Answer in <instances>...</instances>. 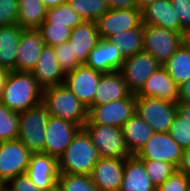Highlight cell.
Returning <instances> with one entry per match:
<instances>
[{"label":"cell","instance_id":"cell-45","mask_svg":"<svg viewBox=\"0 0 190 191\" xmlns=\"http://www.w3.org/2000/svg\"><path fill=\"white\" fill-rule=\"evenodd\" d=\"M177 114L190 124V103L177 102Z\"/></svg>","mask_w":190,"mask_h":191},{"label":"cell","instance_id":"cell-48","mask_svg":"<svg viewBox=\"0 0 190 191\" xmlns=\"http://www.w3.org/2000/svg\"><path fill=\"white\" fill-rule=\"evenodd\" d=\"M156 0H135V3L138 8L142 9L144 6L153 3Z\"/></svg>","mask_w":190,"mask_h":191},{"label":"cell","instance_id":"cell-39","mask_svg":"<svg viewBox=\"0 0 190 191\" xmlns=\"http://www.w3.org/2000/svg\"><path fill=\"white\" fill-rule=\"evenodd\" d=\"M18 0H0V27L17 23Z\"/></svg>","mask_w":190,"mask_h":191},{"label":"cell","instance_id":"cell-34","mask_svg":"<svg viewBox=\"0 0 190 191\" xmlns=\"http://www.w3.org/2000/svg\"><path fill=\"white\" fill-rule=\"evenodd\" d=\"M144 164L146 173L151 179L152 183L158 187L166 179H168L177 168L169 163L161 160H141Z\"/></svg>","mask_w":190,"mask_h":191},{"label":"cell","instance_id":"cell-11","mask_svg":"<svg viewBox=\"0 0 190 191\" xmlns=\"http://www.w3.org/2000/svg\"><path fill=\"white\" fill-rule=\"evenodd\" d=\"M183 149L169 133L155 132L136 156L140 160H161L173 164L177 169L182 161Z\"/></svg>","mask_w":190,"mask_h":191},{"label":"cell","instance_id":"cell-18","mask_svg":"<svg viewBox=\"0 0 190 191\" xmlns=\"http://www.w3.org/2000/svg\"><path fill=\"white\" fill-rule=\"evenodd\" d=\"M45 43L37 29H24L19 39L15 71L31 72Z\"/></svg>","mask_w":190,"mask_h":191},{"label":"cell","instance_id":"cell-16","mask_svg":"<svg viewBox=\"0 0 190 191\" xmlns=\"http://www.w3.org/2000/svg\"><path fill=\"white\" fill-rule=\"evenodd\" d=\"M30 73L43 90L64 84L66 75L58 63L54 47L48 45H44L35 67Z\"/></svg>","mask_w":190,"mask_h":191},{"label":"cell","instance_id":"cell-2","mask_svg":"<svg viewBox=\"0 0 190 191\" xmlns=\"http://www.w3.org/2000/svg\"><path fill=\"white\" fill-rule=\"evenodd\" d=\"M99 159L98 150L92 143L90 135L81 128L58 158L59 173L90 176Z\"/></svg>","mask_w":190,"mask_h":191},{"label":"cell","instance_id":"cell-22","mask_svg":"<svg viewBox=\"0 0 190 191\" xmlns=\"http://www.w3.org/2000/svg\"><path fill=\"white\" fill-rule=\"evenodd\" d=\"M142 24L155 25L181 33V25L176 10L170 0H156L141 9Z\"/></svg>","mask_w":190,"mask_h":191},{"label":"cell","instance_id":"cell-1","mask_svg":"<svg viewBox=\"0 0 190 191\" xmlns=\"http://www.w3.org/2000/svg\"><path fill=\"white\" fill-rule=\"evenodd\" d=\"M43 89L30 72L11 71L0 102L16 113L25 112L42 102Z\"/></svg>","mask_w":190,"mask_h":191},{"label":"cell","instance_id":"cell-3","mask_svg":"<svg viewBox=\"0 0 190 191\" xmlns=\"http://www.w3.org/2000/svg\"><path fill=\"white\" fill-rule=\"evenodd\" d=\"M42 103L50 116L70 121L81 128L88 120V108L65 84L44 89Z\"/></svg>","mask_w":190,"mask_h":191},{"label":"cell","instance_id":"cell-5","mask_svg":"<svg viewBox=\"0 0 190 191\" xmlns=\"http://www.w3.org/2000/svg\"><path fill=\"white\" fill-rule=\"evenodd\" d=\"M185 37L178 32L155 25L143 24V50L162 66L177 51Z\"/></svg>","mask_w":190,"mask_h":191},{"label":"cell","instance_id":"cell-7","mask_svg":"<svg viewBox=\"0 0 190 191\" xmlns=\"http://www.w3.org/2000/svg\"><path fill=\"white\" fill-rule=\"evenodd\" d=\"M135 112L155 132L167 133L177 114V103L158 98L136 96Z\"/></svg>","mask_w":190,"mask_h":191},{"label":"cell","instance_id":"cell-31","mask_svg":"<svg viewBox=\"0 0 190 191\" xmlns=\"http://www.w3.org/2000/svg\"><path fill=\"white\" fill-rule=\"evenodd\" d=\"M67 2L84 21L96 22L110 10L106 0H67Z\"/></svg>","mask_w":190,"mask_h":191},{"label":"cell","instance_id":"cell-10","mask_svg":"<svg viewBox=\"0 0 190 191\" xmlns=\"http://www.w3.org/2000/svg\"><path fill=\"white\" fill-rule=\"evenodd\" d=\"M31 154L19 139L0 142V177L8 182L25 174Z\"/></svg>","mask_w":190,"mask_h":191},{"label":"cell","instance_id":"cell-38","mask_svg":"<svg viewBox=\"0 0 190 191\" xmlns=\"http://www.w3.org/2000/svg\"><path fill=\"white\" fill-rule=\"evenodd\" d=\"M190 187V177L178 169L162 184L156 191H188Z\"/></svg>","mask_w":190,"mask_h":191},{"label":"cell","instance_id":"cell-37","mask_svg":"<svg viewBox=\"0 0 190 191\" xmlns=\"http://www.w3.org/2000/svg\"><path fill=\"white\" fill-rule=\"evenodd\" d=\"M54 51L58 63L65 74L74 71L80 65L74 58L72 47L68 41L54 47Z\"/></svg>","mask_w":190,"mask_h":191},{"label":"cell","instance_id":"cell-15","mask_svg":"<svg viewBox=\"0 0 190 191\" xmlns=\"http://www.w3.org/2000/svg\"><path fill=\"white\" fill-rule=\"evenodd\" d=\"M26 174L41 190L47 191L58 181V159L46 153H32Z\"/></svg>","mask_w":190,"mask_h":191},{"label":"cell","instance_id":"cell-42","mask_svg":"<svg viewBox=\"0 0 190 191\" xmlns=\"http://www.w3.org/2000/svg\"><path fill=\"white\" fill-rule=\"evenodd\" d=\"M110 9H131L137 7L135 0H106Z\"/></svg>","mask_w":190,"mask_h":191},{"label":"cell","instance_id":"cell-14","mask_svg":"<svg viewBox=\"0 0 190 191\" xmlns=\"http://www.w3.org/2000/svg\"><path fill=\"white\" fill-rule=\"evenodd\" d=\"M142 24L141 9H110L96 21L100 39H108L115 33L138 28Z\"/></svg>","mask_w":190,"mask_h":191},{"label":"cell","instance_id":"cell-40","mask_svg":"<svg viewBox=\"0 0 190 191\" xmlns=\"http://www.w3.org/2000/svg\"><path fill=\"white\" fill-rule=\"evenodd\" d=\"M172 8L176 10L181 25V34L190 32V0H170Z\"/></svg>","mask_w":190,"mask_h":191},{"label":"cell","instance_id":"cell-32","mask_svg":"<svg viewBox=\"0 0 190 191\" xmlns=\"http://www.w3.org/2000/svg\"><path fill=\"white\" fill-rule=\"evenodd\" d=\"M19 113L9 110L0 102V142L18 139Z\"/></svg>","mask_w":190,"mask_h":191},{"label":"cell","instance_id":"cell-51","mask_svg":"<svg viewBox=\"0 0 190 191\" xmlns=\"http://www.w3.org/2000/svg\"><path fill=\"white\" fill-rule=\"evenodd\" d=\"M7 184L6 181H4L1 177H0V190Z\"/></svg>","mask_w":190,"mask_h":191},{"label":"cell","instance_id":"cell-25","mask_svg":"<svg viewBox=\"0 0 190 191\" xmlns=\"http://www.w3.org/2000/svg\"><path fill=\"white\" fill-rule=\"evenodd\" d=\"M122 131L126 146L132 155H136L155 133L136 112L125 122Z\"/></svg>","mask_w":190,"mask_h":191},{"label":"cell","instance_id":"cell-41","mask_svg":"<svg viewBox=\"0 0 190 191\" xmlns=\"http://www.w3.org/2000/svg\"><path fill=\"white\" fill-rule=\"evenodd\" d=\"M7 185L12 191H43L30 180L26 173L10 179Z\"/></svg>","mask_w":190,"mask_h":191},{"label":"cell","instance_id":"cell-33","mask_svg":"<svg viewBox=\"0 0 190 191\" xmlns=\"http://www.w3.org/2000/svg\"><path fill=\"white\" fill-rule=\"evenodd\" d=\"M57 182L64 191H99L89 175L59 173Z\"/></svg>","mask_w":190,"mask_h":191},{"label":"cell","instance_id":"cell-47","mask_svg":"<svg viewBox=\"0 0 190 191\" xmlns=\"http://www.w3.org/2000/svg\"><path fill=\"white\" fill-rule=\"evenodd\" d=\"M46 9L57 7L58 5L66 2L67 0H40Z\"/></svg>","mask_w":190,"mask_h":191},{"label":"cell","instance_id":"cell-30","mask_svg":"<svg viewBox=\"0 0 190 191\" xmlns=\"http://www.w3.org/2000/svg\"><path fill=\"white\" fill-rule=\"evenodd\" d=\"M84 21L66 1L57 7L46 9L45 20L42 24L66 26L71 30Z\"/></svg>","mask_w":190,"mask_h":191},{"label":"cell","instance_id":"cell-19","mask_svg":"<svg viewBox=\"0 0 190 191\" xmlns=\"http://www.w3.org/2000/svg\"><path fill=\"white\" fill-rule=\"evenodd\" d=\"M135 95L177 103L179 89L165 68L159 66L158 69L147 78L142 88Z\"/></svg>","mask_w":190,"mask_h":191},{"label":"cell","instance_id":"cell-44","mask_svg":"<svg viewBox=\"0 0 190 191\" xmlns=\"http://www.w3.org/2000/svg\"><path fill=\"white\" fill-rule=\"evenodd\" d=\"M179 98L178 102L190 103V79L178 86Z\"/></svg>","mask_w":190,"mask_h":191},{"label":"cell","instance_id":"cell-23","mask_svg":"<svg viewBox=\"0 0 190 191\" xmlns=\"http://www.w3.org/2000/svg\"><path fill=\"white\" fill-rule=\"evenodd\" d=\"M132 94L120 71L103 73L98 83L92 105H103L127 98Z\"/></svg>","mask_w":190,"mask_h":191},{"label":"cell","instance_id":"cell-12","mask_svg":"<svg viewBox=\"0 0 190 191\" xmlns=\"http://www.w3.org/2000/svg\"><path fill=\"white\" fill-rule=\"evenodd\" d=\"M102 75V72L83 64L74 71L66 73L64 84L89 109L94 102L96 89Z\"/></svg>","mask_w":190,"mask_h":191},{"label":"cell","instance_id":"cell-27","mask_svg":"<svg viewBox=\"0 0 190 191\" xmlns=\"http://www.w3.org/2000/svg\"><path fill=\"white\" fill-rule=\"evenodd\" d=\"M162 66L178 86L190 79V47L185 41Z\"/></svg>","mask_w":190,"mask_h":191},{"label":"cell","instance_id":"cell-50","mask_svg":"<svg viewBox=\"0 0 190 191\" xmlns=\"http://www.w3.org/2000/svg\"><path fill=\"white\" fill-rule=\"evenodd\" d=\"M185 42L190 47V32L185 34Z\"/></svg>","mask_w":190,"mask_h":191},{"label":"cell","instance_id":"cell-43","mask_svg":"<svg viewBox=\"0 0 190 191\" xmlns=\"http://www.w3.org/2000/svg\"><path fill=\"white\" fill-rule=\"evenodd\" d=\"M178 170L190 177V147L183 150L182 161Z\"/></svg>","mask_w":190,"mask_h":191},{"label":"cell","instance_id":"cell-36","mask_svg":"<svg viewBox=\"0 0 190 191\" xmlns=\"http://www.w3.org/2000/svg\"><path fill=\"white\" fill-rule=\"evenodd\" d=\"M168 133L183 150L190 147V124L178 114L174 117Z\"/></svg>","mask_w":190,"mask_h":191},{"label":"cell","instance_id":"cell-52","mask_svg":"<svg viewBox=\"0 0 190 191\" xmlns=\"http://www.w3.org/2000/svg\"><path fill=\"white\" fill-rule=\"evenodd\" d=\"M0 191H12L9 186L6 184Z\"/></svg>","mask_w":190,"mask_h":191},{"label":"cell","instance_id":"cell-13","mask_svg":"<svg viewBox=\"0 0 190 191\" xmlns=\"http://www.w3.org/2000/svg\"><path fill=\"white\" fill-rule=\"evenodd\" d=\"M80 129L70 121L49 115L43 153L58 159Z\"/></svg>","mask_w":190,"mask_h":191},{"label":"cell","instance_id":"cell-28","mask_svg":"<svg viewBox=\"0 0 190 191\" xmlns=\"http://www.w3.org/2000/svg\"><path fill=\"white\" fill-rule=\"evenodd\" d=\"M45 15L46 8L40 0H18L17 24L22 29H38Z\"/></svg>","mask_w":190,"mask_h":191},{"label":"cell","instance_id":"cell-4","mask_svg":"<svg viewBox=\"0 0 190 191\" xmlns=\"http://www.w3.org/2000/svg\"><path fill=\"white\" fill-rule=\"evenodd\" d=\"M48 118L49 114L42 102L19 113L18 139L31 153H43Z\"/></svg>","mask_w":190,"mask_h":191},{"label":"cell","instance_id":"cell-46","mask_svg":"<svg viewBox=\"0 0 190 191\" xmlns=\"http://www.w3.org/2000/svg\"><path fill=\"white\" fill-rule=\"evenodd\" d=\"M11 70L0 68V100L2 98L3 89L5 87V84L7 82V79L10 75Z\"/></svg>","mask_w":190,"mask_h":191},{"label":"cell","instance_id":"cell-8","mask_svg":"<svg viewBox=\"0 0 190 191\" xmlns=\"http://www.w3.org/2000/svg\"><path fill=\"white\" fill-rule=\"evenodd\" d=\"M136 110V95L111 101L103 105H92L88 109V120L85 124L109 125L122 129Z\"/></svg>","mask_w":190,"mask_h":191},{"label":"cell","instance_id":"cell-17","mask_svg":"<svg viewBox=\"0 0 190 191\" xmlns=\"http://www.w3.org/2000/svg\"><path fill=\"white\" fill-rule=\"evenodd\" d=\"M125 158H100L90 177L99 191H119Z\"/></svg>","mask_w":190,"mask_h":191},{"label":"cell","instance_id":"cell-24","mask_svg":"<svg viewBox=\"0 0 190 191\" xmlns=\"http://www.w3.org/2000/svg\"><path fill=\"white\" fill-rule=\"evenodd\" d=\"M156 188L146 173L143 162L136 155L125 158L119 191H156Z\"/></svg>","mask_w":190,"mask_h":191},{"label":"cell","instance_id":"cell-20","mask_svg":"<svg viewBox=\"0 0 190 191\" xmlns=\"http://www.w3.org/2000/svg\"><path fill=\"white\" fill-rule=\"evenodd\" d=\"M125 58L118 47L108 39H100L96 47L88 54L86 66L100 71L110 73L119 71Z\"/></svg>","mask_w":190,"mask_h":191},{"label":"cell","instance_id":"cell-6","mask_svg":"<svg viewBox=\"0 0 190 191\" xmlns=\"http://www.w3.org/2000/svg\"><path fill=\"white\" fill-rule=\"evenodd\" d=\"M83 128L90 135L100 158H128L132 156L126 146L122 129L99 124H84Z\"/></svg>","mask_w":190,"mask_h":191},{"label":"cell","instance_id":"cell-21","mask_svg":"<svg viewBox=\"0 0 190 191\" xmlns=\"http://www.w3.org/2000/svg\"><path fill=\"white\" fill-rule=\"evenodd\" d=\"M100 41L96 22L83 21L71 30L68 39L72 47L73 56L80 65L87 62L88 54L94 49Z\"/></svg>","mask_w":190,"mask_h":191},{"label":"cell","instance_id":"cell-49","mask_svg":"<svg viewBox=\"0 0 190 191\" xmlns=\"http://www.w3.org/2000/svg\"><path fill=\"white\" fill-rule=\"evenodd\" d=\"M47 191H64V190L60 186V184L57 182L51 188H49Z\"/></svg>","mask_w":190,"mask_h":191},{"label":"cell","instance_id":"cell-35","mask_svg":"<svg viewBox=\"0 0 190 191\" xmlns=\"http://www.w3.org/2000/svg\"><path fill=\"white\" fill-rule=\"evenodd\" d=\"M45 45L56 47L68 41L71 29L66 26H59L54 24H41L37 29Z\"/></svg>","mask_w":190,"mask_h":191},{"label":"cell","instance_id":"cell-29","mask_svg":"<svg viewBox=\"0 0 190 191\" xmlns=\"http://www.w3.org/2000/svg\"><path fill=\"white\" fill-rule=\"evenodd\" d=\"M114 43L124 58L143 51V24L138 28L115 33L108 38Z\"/></svg>","mask_w":190,"mask_h":191},{"label":"cell","instance_id":"cell-9","mask_svg":"<svg viewBox=\"0 0 190 191\" xmlns=\"http://www.w3.org/2000/svg\"><path fill=\"white\" fill-rule=\"evenodd\" d=\"M161 66L149 52L140 51L125 58L119 70L129 90L136 94L144 85L147 78Z\"/></svg>","mask_w":190,"mask_h":191},{"label":"cell","instance_id":"cell-26","mask_svg":"<svg viewBox=\"0 0 190 191\" xmlns=\"http://www.w3.org/2000/svg\"><path fill=\"white\" fill-rule=\"evenodd\" d=\"M23 30L17 23L0 27V68L15 71L16 53Z\"/></svg>","mask_w":190,"mask_h":191}]
</instances>
